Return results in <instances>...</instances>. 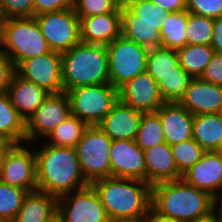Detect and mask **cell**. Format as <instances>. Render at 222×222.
<instances>
[{
	"label": "cell",
	"instance_id": "6da1fadb",
	"mask_svg": "<svg viewBox=\"0 0 222 222\" xmlns=\"http://www.w3.org/2000/svg\"><path fill=\"white\" fill-rule=\"evenodd\" d=\"M35 154L37 190L59 198L90 185L81 171L75 148L46 144Z\"/></svg>",
	"mask_w": 222,
	"mask_h": 222
},
{
	"label": "cell",
	"instance_id": "7a4b0ae2",
	"mask_svg": "<svg viewBox=\"0 0 222 222\" xmlns=\"http://www.w3.org/2000/svg\"><path fill=\"white\" fill-rule=\"evenodd\" d=\"M151 207L165 217L190 222L211 213L216 208V199L181 178L154 184Z\"/></svg>",
	"mask_w": 222,
	"mask_h": 222
},
{
	"label": "cell",
	"instance_id": "3957f363",
	"mask_svg": "<svg viewBox=\"0 0 222 222\" xmlns=\"http://www.w3.org/2000/svg\"><path fill=\"white\" fill-rule=\"evenodd\" d=\"M91 185L109 219L144 218L151 208L152 186L148 182L107 177Z\"/></svg>",
	"mask_w": 222,
	"mask_h": 222
},
{
	"label": "cell",
	"instance_id": "277c9868",
	"mask_svg": "<svg viewBox=\"0 0 222 222\" xmlns=\"http://www.w3.org/2000/svg\"><path fill=\"white\" fill-rule=\"evenodd\" d=\"M64 91L81 86L109 83V61L105 45L79 42L61 53Z\"/></svg>",
	"mask_w": 222,
	"mask_h": 222
},
{
	"label": "cell",
	"instance_id": "5b68a950",
	"mask_svg": "<svg viewBox=\"0 0 222 222\" xmlns=\"http://www.w3.org/2000/svg\"><path fill=\"white\" fill-rule=\"evenodd\" d=\"M169 14L151 0L121 7V35L148 50L160 47V30Z\"/></svg>",
	"mask_w": 222,
	"mask_h": 222
},
{
	"label": "cell",
	"instance_id": "8992f818",
	"mask_svg": "<svg viewBox=\"0 0 222 222\" xmlns=\"http://www.w3.org/2000/svg\"><path fill=\"white\" fill-rule=\"evenodd\" d=\"M2 48L15 67L51 51L34 17L4 19Z\"/></svg>",
	"mask_w": 222,
	"mask_h": 222
},
{
	"label": "cell",
	"instance_id": "52a82bcc",
	"mask_svg": "<svg viewBox=\"0 0 222 222\" xmlns=\"http://www.w3.org/2000/svg\"><path fill=\"white\" fill-rule=\"evenodd\" d=\"M66 93L71 115L77 116L88 126H98L119 101V89L110 83L72 88Z\"/></svg>",
	"mask_w": 222,
	"mask_h": 222
},
{
	"label": "cell",
	"instance_id": "ba28073f",
	"mask_svg": "<svg viewBox=\"0 0 222 222\" xmlns=\"http://www.w3.org/2000/svg\"><path fill=\"white\" fill-rule=\"evenodd\" d=\"M112 140L98 127L88 126L75 149L86 181L111 177L110 148Z\"/></svg>",
	"mask_w": 222,
	"mask_h": 222
},
{
	"label": "cell",
	"instance_id": "9c48e42d",
	"mask_svg": "<svg viewBox=\"0 0 222 222\" xmlns=\"http://www.w3.org/2000/svg\"><path fill=\"white\" fill-rule=\"evenodd\" d=\"M107 47L109 83L120 88L127 81L146 71L149 50L122 35Z\"/></svg>",
	"mask_w": 222,
	"mask_h": 222
},
{
	"label": "cell",
	"instance_id": "30bf717a",
	"mask_svg": "<svg viewBox=\"0 0 222 222\" xmlns=\"http://www.w3.org/2000/svg\"><path fill=\"white\" fill-rule=\"evenodd\" d=\"M51 51L70 50L80 42V19L73 8L34 16Z\"/></svg>",
	"mask_w": 222,
	"mask_h": 222
},
{
	"label": "cell",
	"instance_id": "8fae6325",
	"mask_svg": "<svg viewBox=\"0 0 222 222\" xmlns=\"http://www.w3.org/2000/svg\"><path fill=\"white\" fill-rule=\"evenodd\" d=\"M57 216L63 222H108L109 220L101 199L92 185L59 197Z\"/></svg>",
	"mask_w": 222,
	"mask_h": 222
},
{
	"label": "cell",
	"instance_id": "7c38bea8",
	"mask_svg": "<svg viewBox=\"0 0 222 222\" xmlns=\"http://www.w3.org/2000/svg\"><path fill=\"white\" fill-rule=\"evenodd\" d=\"M71 116V105L68 94L50 93L42 104L26 121V142L46 137L65 119Z\"/></svg>",
	"mask_w": 222,
	"mask_h": 222
},
{
	"label": "cell",
	"instance_id": "4fadbf2b",
	"mask_svg": "<svg viewBox=\"0 0 222 222\" xmlns=\"http://www.w3.org/2000/svg\"><path fill=\"white\" fill-rule=\"evenodd\" d=\"M15 70L17 75L44 88L48 93L64 91L59 52L50 51L44 55L23 60Z\"/></svg>",
	"mask_w": 222,
	"mask_h": 222
},
{
	"label": "cell",
	"instance_id": "5bb4252c",
	"mask_svg": "<svg viewBox=\"0 0 222 222\" xmlns=\"http://www.w3.org/2000/svg\"><path fill=\"white\" fill-rule=\"evenodd\" d=\"M0 181L4 184L28 190H37L36 154L16 144L7 154Z\"/></svg>",
	"mask_w": 222,
	"mask_h": 222
},
{
	"label": "cell",
	"instance_id": "9a60e30c",
	"mask_svg": "<svg viewBox=\"0 0 222 222\" xmlns=\"http://www.w3.org/2000/svg\"><path fill=\"white\" fill-rule=\"evenodd\" d=\"M119 100L142 113L156 112L165 103L158 83L146 71L119 88Z\"/></svg>",
	"mask_w": 222,
	"mask_h": 222
},
{
	"label": "cell",
	"instance_id": "2e32d148",
	"mask_svg": "<svg viewBox=\"0 0 222 222\" xmlns=\"http://www.w3.org/2000/svg\"><path fill=\"white\" fill-rule=\"evenodd\" d=\"M111 177L146 182L144 151L135 140H114L110 148Z\"/></svg>",
	"mask_w": 222,
	"mask_h": 222
},
{
	"label": "cell",
	"instance_id": "e0dca14e",
	"mask_svg": "<svg viewBox=\"0 0 222 222\" xmlns=\"http://www.w3.org/2000/svg\"><path fill=\"white\" fill-rule=\"evenodd\" d=\"M182 179L213 196L222 189V156L218 151H206L203 157L182 175Z\"/></svg>",
	"mask_w": 222,
	"mask_h": 222
},
{
	"label": "cell",
	"instance_id": "ac0fdd59",
	"mask_svg": "<svg viewBox=\"0 0 222 222\" xmlns=\"http://www.w3.org/2000/svg\"><path fill=\"white\" fill-rule=\"evenodd\" d=\"M178 103L192 115L218 113L222 108V86L193 78Z\"/></svg>",
	"mask_w": 222,
	"mask_h": 222
},
{
	"label": "cell",
	"instance_id": "d6986e66",
	"mask_svg": "<svg viewBox=\"0 0 222 222\" xmlns=\"http://www.w3.org/2000/svg\"><path fill=\"white\" fill-rule=\"evenodd\" d=\"M121 7L113 13L99 14L80 19V42L109 45L121 36Z\"/></svg>",
	"mask_w": 222,
	"mask_h": 222
},
{
	"label": "cell",
	"instance_id": "ffe728a7",
	"mask_svg": "<svg viewBox=\"0 0 222 222\" xmlns=\"http://www.w3.org/2000/svg\"><path fill=\"white\" fill-rule=\"evenodd\" d=\"M143 113L120 100L98 127L112 140H135Z\"/></svg>",
	"mask_w": 222,
	"mask_h": 222
},
{
	"label": "cell",
	"instance_id": "44dd1931",
	"mask_svg": "<svg viewBox=\"0 0 222 222\" xmlns=\"http://www.w3.org/2000/svg\"><path fill=\"white\" fill-rule=\"evenodd\" d=\"M156 113L162 121L165 142L169 146L192 138L194 115L178 102H165Z\"/></svg>",
	"mask_w": 222,
	"mask_h": 222
},
{
	"label": "cell",
	"instance_id": "7402d4cb",
	"mask_svg": "<svg viewBox=\"0 0 222 222\" xmlns=\"http://www.w3.org/2000/svg\"><path fill=\"white\" fill-rule=\"evenodd\" d=\"M146 182L154 184L182 178L175 164L171 147L165 142L144 150Z\"/></svg>",
	"mask_w": 222,
	"mask_h": 222
},
{
	"label": "cell",
	"instance_id": "603a6c76",
	"mask_svg": "<svg viewBox=\"0 0 222 222\" xmlns=\"http://www.w3.org/2000/svg\"><path fill=\"white\" fill-rule=\"evenodd\" d=\"M7 94L12 105L26 122L50 93L15 73Z\"/></svg>",
	"mask_w": 222,
	"mask_h": 222
},
{
	"label": "cell",
	"instance_id": "cb8c5ba5",
	"mask_svg": "<svg viewBox=\"0 0 222 222\" xmlns=\"http://www.w3.org/2000/svg\"><path fill=\"white\" fill-rule=\"evenodd\" d=\"M58 198L39 190L27 194L12 222H50L57 216Z\"/></svg>",
	"mask_w": 222,
	"mask_h": 222
},
{
	"label": "cell",
	"instance_id": "d4e9b609",
	"mask_svg": "<svg viewBox=\"0 0 222 222\" xmlns=\"http://www.w3.org/2000/svg\"><path fill=\"white\" fill-rule=\"evenodd\" d=\"M192 138L206 151H218L222 144V119L219 114L194 115Z\"/></svg>",
	"mask_w": 222,
	"mask_h": 222
},
{
	"label": "cell",
	"instance_id": "484cf974",
	"mask_svg": "<svg viewBox=\"0 0 222 222\" xmlns=\"http://www.w3.org/2000/svg\"><path fill=\"white\" fill-rule=\"evenodd\" d=\"M146 72L156 82L169 75H189L179 66L177 51L162 46L149 49Z\"/></svg>",
	"mask_w": 222,
	"mask_h": 222
},
{
	"label": "cell",
	"instance_id": "4316f807",
	"mask_svg": "<svg viewBox=\"0 0 222 222\" xmlns=\"http://www.w3.org/2000/svg\"><path fill=\"white\" fill-rule=\"evenodd\" d=\"M0 139L26 141V122L12 105L7 92L0 93Z\"/></svg>",
	"mask_w": 222,
	"mask_h": 222
},
{
	"label": "cell",
	"instance_id": "83f0119b",
	"mask_svg": "<svg viewBox=\"0 0 222 222\" xmlns=\"http://www.w3.org/2000/svg\"><path fill=\"white\" fill-rule=\"evenodd\" d=\"M177 51L179 66L192 78H199L209 64L214 50L208 45L187 44Z\"/></svg>",
	"mask_w": 222,
	"mask_h": 222
},
{
	"label": "cell",
	"instance_id": "f1b7e54d",
	"mask_svg": "<svg viewBox=\"0 0 222 222\" xmlns=\"http://www.w3.org/2000/svg\"><path fill=\"white\" fill-rule=\"evenodd\" d=\"M187 11L170 12L161 28V46L178 50L186 42Z\"/></svg>",
	"mask_w": 222,
	"mask_h": 222
},
{
	"label": "cell",
	"instance_id": "f546056e",
	"mask_svg": "<svg viewBox=\"0 0 222 222\" xmlns=\"http://www.w3.org/2000/svg\"><path fill=\"white\" fill-rule=\"evenodd\" d=\"M135 142L143 151L165 143L162 121L156 112L143 113Z\"/></svg>",
	"mask_w": 222,
	"mask_h": 222
},
{
	"label": "cell",
	"instance_id": "4dcf8cb0",
	"mask_svg": "<svg viewBox=\"0 0 222 222\" xmlns=\"http://www.w3.org/2000/svg\"><path fill=\"white\" fill-rule=\"evenodd\" d=\"M87 128L88 125L85 122L71 115L47 136L52 139L47 144L75 148Z\"/></svg>",
	"mask_w": 222,
	"mask_h": 222
},
{
	"label": "cell",
	"instance_id": "1f68e13d",
	"mask_svg": "<svg viewBox=\"0 0 222 222\" xmlns=\"http://www.w3.org/2000/svg\"><path fill=\"white\" fill-rule=\"evenodd\" d=\"M170 147L175 164L181 175L198 162L206 152V150L199 146L193 138L173 144Z\"/></svg>",
	"mask_w": 222,
	"mask_h": 222
},
{
	"label": "cell",
	"instance_id": "d6a6232c",
	"mask_svg": "<svg viewBox=\"0 0 222 222\" xmlns=\"http://www.w3.org/2000/svg\"><path fill=\"white\" fill-rule=\"evenodd\" d=\"M28 190L13 187L0 181V219L13 221L22 207Z\"/></svg>",
	"mask_w": 222,
	"mask_h": 222
},
{
	"label": "cell",
	"instance_id": "836d02e7",
	"mask_svg": "<svg viewBox=\"0 0 222 222\" xmlns=\"http://www.w3.org/2000/svg\"><path fill=\"white\" fill-rule=\"evenodd\" d=\"M213 19L187 12L186 42L192 45L210 46Z\"/></svg>",
	"mask_w": 222,
	"mask_h": 222
},
{
	"label": "cell",
	"instance_id": "e575fe53",
	"mask_svg": "<svg viewBox=\"0 0 222 222\" xmlns=\"http://www.w3.org/2000/svg\"><path fill=\"white\" fill-rule=\"evenodd\" d=\"M193 78L190 75H169L157 83L165 102H178Z\"/></svg>",
	"mask_w": 222,
	"mask_h": 222
},
{
	"label": "cell",
	"instance_id": "d590c367",
	"mask_svg": "<svg viewBox=\"0 0 222 222\" xmlns=\"http://www.w3.org/2000/svg\"><path fill=\"white\" fill-rule=\"evenodd\" d=\"M119 0H74L73 10L79 19L99 14L113 13Z\"/></svg>",
	"mask_w": 222,
	"mask_h": 222
},
{
	"label": "cell",
	"instance_id": "8d00e7d4",
	"mask_svg": "<svg viewBox=\"0 0 222 222\" xmlns=\"http://www.w3.org/2000/svg\"><path fill=\"white\" fill-rule=\"evenodd\" d=\"M3 19L34 17L33 0H0Z\"/></svg>",
	"mask_w": 222,
	"mask_h": 222
},
{
	"label": "cell",
	"instance_id": "74e56055",
	"mask_svg": "<svg viewBox=\"0 0 222 222\" xmlns=\"http://www.w3.org/2000/svg\"><path fill=\"white\" fill-rule=\"evenodd\" d=\"M186 11L209 17H222V0H186Z\"/></svg>",
	"mask_w": 222,
	"mask_h": 222
},
{
	"label": "cell",
	"instance_id": "f35d334b",
	"mask_svg": "<svg viewBox=\"0 0 222 222\" xmlns=\"http://www.w3.org/2000/svg\"><path fill=\"white\" fill-rule=\"evenodd\" d=\"M200 78L214 85L222 86V53L213 54Z\"/></svg>",
	"mask_w": 222,
	"mask_h": 222
},
{
	"label": "cell",
	"instance_id": "ab89813d",
	"mask_svg": "<svg viewBox=\"0 0 222 222\" xmlns=\"http://www.w3.org/2000/svg\"><path fill=\"white\" fill-rule=\"evenodd\" d=\"M34 16L52 11L69 10L74 7V0H33Z\"/></svg>",
	"mask_w": 222,
	"mask_h": 222
},
{
	"label": "cell",
	"instance_id": "60d3db41",
	"mask_svg": "<svg viewBox=\"0 0 222 222\" xmlns=\"http://www.w3.org/2000/svg\"><path fill=\"white\" fill-rule=\"evenodd\" d=\"M15 73L14 63L10 57L2 51L0 53V93L8 91L12 77Z\"/></svg>",
	"mask_w": 222,
	"mask_h": 222
},
{
	"label": "cell",
	"instance_id": "b9f144b4",
	"mask_svg": "<svg viewBox=\"0 0 222 222\" xmlns=\"http://www.w3.org/2000/svg\"><path fill=\"white\" fill-rule=\"evenodd\" d=\"M210 46L214 50V53H222V17L213 19Z\"/></svg>",
	"mask_w": 222,
	"mask_h": 222
},
{
	"label": "cell",
	"instance_id": "7bdbcfd3",
	"mask_svg": "<svg viewBox=\"0 0 222 222\" xmlns=\"http://www.w3.org/2000/svg\"><path fill=\"white\" fill-rule=\"evenodd\" d=\"M169 12L186 11V0H151Z\"/></svg>",
	"mask_w": 222,
	"mask_h": 222
},
{
	"label": "cell",
	"instance_id": "ee69618b",
	"mask_svg": "<svg viewBox=\"0 0 222 222\" xmlns=\"http://www.w3.org/2000/svg\"><path fill=\"white\" fill-rule=\"evenodd\" d=\"M16 145L15 142L7 140V139H0V176L3 170V166L5 163V159L7 154L10 150Z\"/></svg>",
	"mask_w": 222,
	"mask_h": 222
},
{
	"label": "cell",
	"instance_id": "f6af8a7d",
	"mask_svg": "<svg viewBox=\"0 0 222 222\" xmlns=\"http://www.w3.org/2000/svg\"><path fill=\"white\" fill-rule=\"evenodd\" d=\"M144 222H179L156 212L152 207L144 217Z\"/></svg>",
	"mask_w": 222,
	"mask_h": 222
},
{
	"label": "cell",
	"instance_id": "bcb514c9",
	"mask_svg": "<svg viewBox=\"0 0 222 222\" xmlns=\"http://www.w3.org/2000/svg\"><path fill=\"white\" fill-rule=\"evenodd\" d=\"M215 209L207 214L206 216L200 217V218H196L195 220H192L190 222H220V216L219 214L216 215Z\"/></svg>",
	"mask_w": 222,
	"mask_h": 222
},
{
	"label": "cell",
	"instance_id": "7dc6e473",
	"mask_svg": "<svg viewBox=\"0 0 222 222\" xmlns=\"http://www.w3.org/2000/svg\"><path fill=\"white\" fill-rule=\"evenodd\" d=\"M108 222H144V218L109 219Z\"/></svg>",
	"mask_w": 222,
	"mask_h": 222
},
{
	"label": "cell",
	"instance_id": "c3c4849f",
	"mask_svg": "<svg viewBox=\"0 0 222 222\" xmlns=\"http://www.w3.org/2000/svg\"><path fill=\"white\" fill-rule=\"evenodd\" d=\"M143 1H149V0H119L120 7H130L132 4L140 3Z\"/></svg>",
	"mask_w": 222,
	"mask_h": 222
},
{
	"label": "cell",
	"instance_id": "681fc988",
	"mask_svg": "<svg viewBox=\"0 0 222 222\" xmlns=\"http://www.w3.org/2000/svg\"><path fill=\"white\" fill-rule=\"evenodd\" d=\"M220 195V197L218 196L217 198H216V207H217V204H219L218 202H219V200L221 199V201H220V207H219V211H217V212H219V215H220V220L222 221V194H219Z\"/></svg>",
	"mask_w": 222,
	"mask_h": 222
},
{
	"label": "cell",
	"instance_id": "f907efd6",
	"mask_svg": "<svg viewBox=\"0 0 222 222\" xmlns=\"http://www.w3.org/2000/svg\"><path fill=\"white\" fill-rule=\"evenodd\" d=\"M3 20H0V53L2 52Z\"/></svg>",
	"mask_w": 222,
	"mask_h": 222
},
{
	"label": "cell",
	"instance_id": "816d5d0a",
	"mask_svg": "<svg viewBox=\"0 0 222 222\" xmlns=\"http://www.w3.org/2000/svg\"><path fill=\"white\" fill-rule=\"evenodd\" d=\"M50 222H63L58 216H56L52 221Z\"/></svg>",
	"mask_w": 222,
	"mask_h": 222
},
{
	"label": "cell",
	"instance_id": "f5cc1de1",
	"mask_svg": "<svg viewBox=\"0 0 222 222\" xmlns=\"http://www.w3.org/2000/svg\"><path fill=\"white\" fill-rule=\"evenodd\" d=\"M0 20H4L3 17H2L1 5H0Z\"/></svg>",
	"mask_w": 222,
	"mask_h": 222
},
{
	"label": "cell",
	"instance_id": "db71d44e",
	"mask_svg": "<svg viewBox=\"0 0 222 222\" xmlns=\"http://www.w3.org/2000/svg\"><path fill=\"white\" fill-rule=\"evenodd\" d=\"M218 152H219L220 155L222 156V144H221L220 148L218 149Z\"/></svg>",
	"mask_w": 222,
	"mask_h": 222
},
{
	"label": "cell",
	"instance_id": "11a10c76",
	"mask_svg": "<svg viewBox=\"0 0 222 222\" xmlns=\"http://www.w3.org/2000/svg\"><path fill=\"white\" fill-rule=\"evenodd\" d=\"M220 118L222 119V108L220 109V111L218 112Z\"/></svg>",
	"mask_w": 222,
	"mask_h": 222
},
{
	"label": "cell",
	"instance_id": "9f6ffc18",
	"mask_svg": "<svg viewBox=\"0 0 222 222\" xmlns=\"http://www.w3.org/2000/svg\"><path fill=\"white\" fill-rule=\"evenodd\" d=\"M0 222H11V221H7V220H2V219H0Z\"/></svg>",
	"mask_w": 222,
	"mask_h": 222
}]
</instances>
